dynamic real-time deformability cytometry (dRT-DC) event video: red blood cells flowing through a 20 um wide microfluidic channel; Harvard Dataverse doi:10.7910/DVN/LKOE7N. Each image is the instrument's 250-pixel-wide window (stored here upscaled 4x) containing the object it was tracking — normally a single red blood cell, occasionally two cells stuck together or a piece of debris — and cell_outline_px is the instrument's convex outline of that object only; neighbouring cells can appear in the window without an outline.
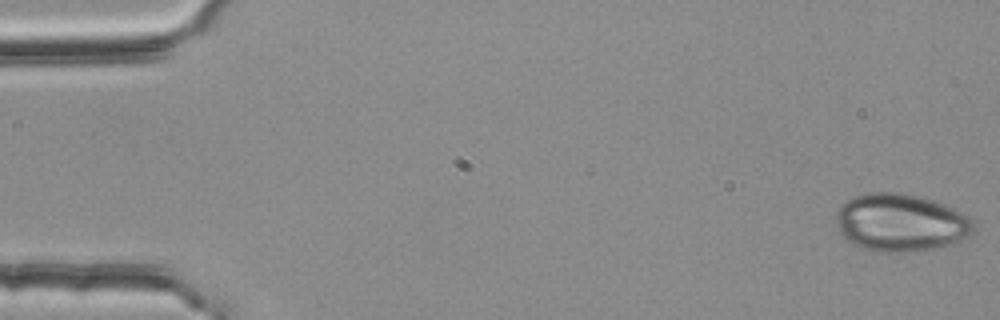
{"species": "common noctule bat (a hibernating species)", "species_latin": "Nyctalus noctula", "temperature_condition": "room temperature", "stored_images_in_passage": 43, "camera_frame_rate_fps": 3000, "um_per_image_px": 0.085, "animal": {"sex": "female", "body_mass_g": 25.1}, "frame": {"image": 1, "passage_image": 1, "time_ms": 0.0, "image_size_px": [1000, 320], "cell_outline_px": [[976, 228], [968, 236], [948, 244], [920, 252], [876, 252], [860, 248], [852, 244], [840, 232], [836, 224], [836, 212], [840, 204], [852, 196], [868, 192], [900, 192], [920, 196], [944, 204], [968, 216], [972, 220]], "centroid_in_image_um": [76.51, 18.92], "position_along_channel_um": 8.5, "area_um2": 46.64}}